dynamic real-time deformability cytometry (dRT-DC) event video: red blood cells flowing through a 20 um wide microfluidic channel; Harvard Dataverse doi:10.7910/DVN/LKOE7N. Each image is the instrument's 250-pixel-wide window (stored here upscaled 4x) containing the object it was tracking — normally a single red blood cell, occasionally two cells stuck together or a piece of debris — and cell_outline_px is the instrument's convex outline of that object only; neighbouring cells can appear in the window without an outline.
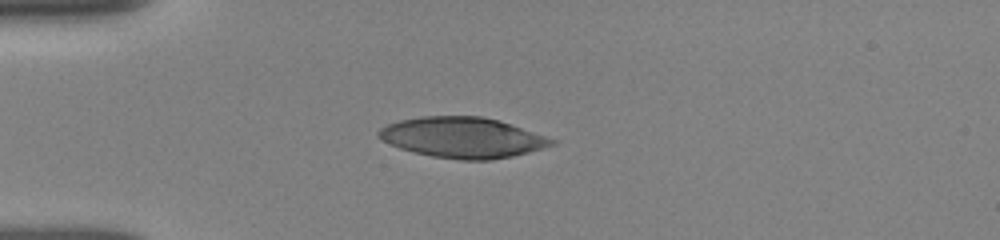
{"species": "human", "species_latin": "Homo sapiens", "temperature_condition": "room temperature", "stored_images_in_passage": 10, "camera_frame_rate_fps": 3000, "um_per_image_px": 0.085, "donor": {"sex": "female"}, "frame": {"image": 1, "passage_image": 1, "time_ms": 0.0, "image_size_px": [1000, 240], "cell_outline_px": [[556, 144], [528, 152], [512, 156], [492, 160], [460, 160], [432, 156], [400, 148], [376, 136], [376, 132], [380, 128], [388, 124], [400, 120], [420, 116], [480, 116], [500, 120], [556, 140]], "centroid_in_image_um": [39.31, 11.68], "position_along_channel_um": 45.7, "area_um2": 40.69}}
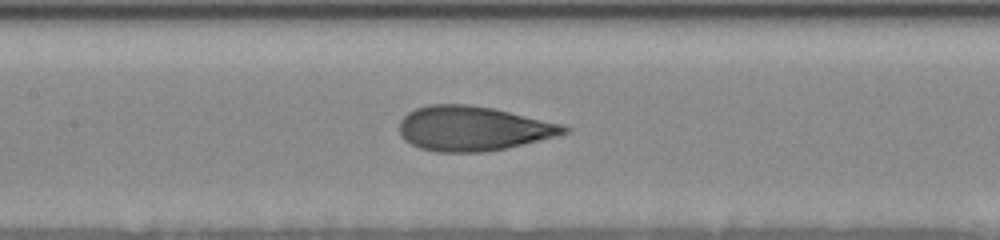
{"frame": {"image": 2, "passage_image": 6, "time_ms": 3.667, "image_size_px": [1000, 240], "cell_outline_px": [[572, 128], [568, 132], [556, 136], [540, 140], [504, 148], [484, 152], [436, 152], [420, 148], [404, 140], [400, 136], [400, 120], [408, 112], [416, 108], [428, 104], [468, 104], [492, 108], [564, 124]], "centroid_in_image_um": [40.2, 10.92], "position_along_channel_um": 167.2, "area_um2": 42.83}}
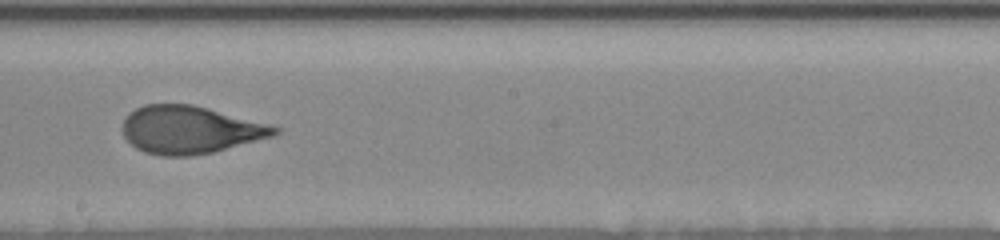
{"frame": {"image": 3, "passage_image": 9, "time_ms": 5.333, "image_size_px": [1000, 240], "cell_outline_px": [[280, 132], [276, 136], [212, 152], [188, 156], [160, 156], [144, 152], [136, 148], [124, 136], [124, 116], [128, 112], [144, 104], [192, 104], [272, 124], [280, 128]], "centroid_in_image_um": [16.19, 11.02], "position_along_channel_um": 232.0, "area_um2": 42.48}}